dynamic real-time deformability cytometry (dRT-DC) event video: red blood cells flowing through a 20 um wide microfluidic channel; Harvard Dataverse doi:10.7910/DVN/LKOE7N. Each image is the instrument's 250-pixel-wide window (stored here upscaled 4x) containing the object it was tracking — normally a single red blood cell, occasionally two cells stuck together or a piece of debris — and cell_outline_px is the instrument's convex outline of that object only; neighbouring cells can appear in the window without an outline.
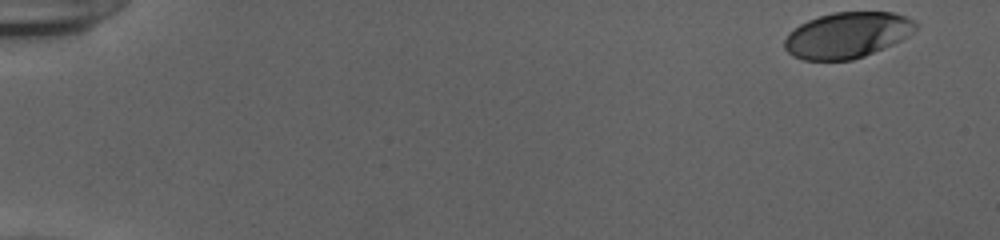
{"species": "human", "species_latin": "Homo sapiens", "temperature_condition": "cold", "stored_images_in_passage": 52, "camera_frame_rate_fps": 3000, "um_per_image_px": 0.085, "donor": {"sex": "female"}, "frame": {"image": 1, "passage_image": 1, "time_ms": 0.0, "image_size_px": [1000, 240], "cell_outline_px": [[920, 24], [908, 36], [892, 44], [864, 56], [852, 60], [804, 60], [792, 56], [784, 48], [784, 40], [788, 32], [800, 24], [808, 20], [832, 12], [892, 12], [916, 20]], "centroid_in_image_um": [72.0, 2.98], "position_along_channel_um": 13.0, "area_um2": 35.08}}
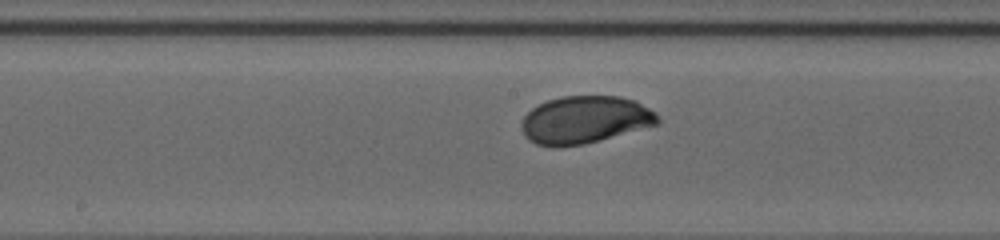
{"frame": {"image": 2, "passage_image": 28, "time_ms": 9.0, "image_size_px": [1000, 240], "cell_outline_px": [[660, 124], [600, 140], [584, 144], [560, 148], [552, 148], [536, 144], [528, 140], [524, 136], [520, 128], [520, 124], [524, 116], [532, 108], [548, 100], [560, 96], [620, 96], [636, 100], [656, 112], [660, 120]], "centroid_in_image_um": [49.7, 10.2], "position_along_channel_um": 198.5, "area_um2": 38.32}}
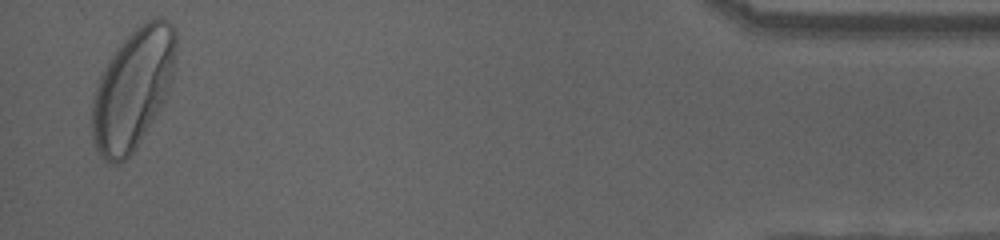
{"frame": {"image": 3, "passage_image": 51, "time_ms": 16.667, "image_size_px": [1000, 240], "cell_outline_px": [[176, 44], [172, 76], [164, 100], [160, 108], [136, 148], [124, 160], [116, 164], [112, 164], [104, 160], [100, 156], [96, 148], [92, 136], [92, 96], [100, 72], [108, 60], [120, 44], [144, 20], [156, 16], [160, 16], [168, 20], [176, 28]], "centroid_in_image_um": [11.28, 7.53], "position_along_channel_um": 423.9, "area_um2": 58.72}, "authors_computed_cell_mechanics": {"area_um2": 37.4544, "velocity_mm_per_s": 3.8632, "shape_relaxation_time_tau1_ms": 2.626, "shape_relaxation_time_tau2_ms": null, "deformation_change_tau1": 0.1485, "deformation_change_tau2": null}}